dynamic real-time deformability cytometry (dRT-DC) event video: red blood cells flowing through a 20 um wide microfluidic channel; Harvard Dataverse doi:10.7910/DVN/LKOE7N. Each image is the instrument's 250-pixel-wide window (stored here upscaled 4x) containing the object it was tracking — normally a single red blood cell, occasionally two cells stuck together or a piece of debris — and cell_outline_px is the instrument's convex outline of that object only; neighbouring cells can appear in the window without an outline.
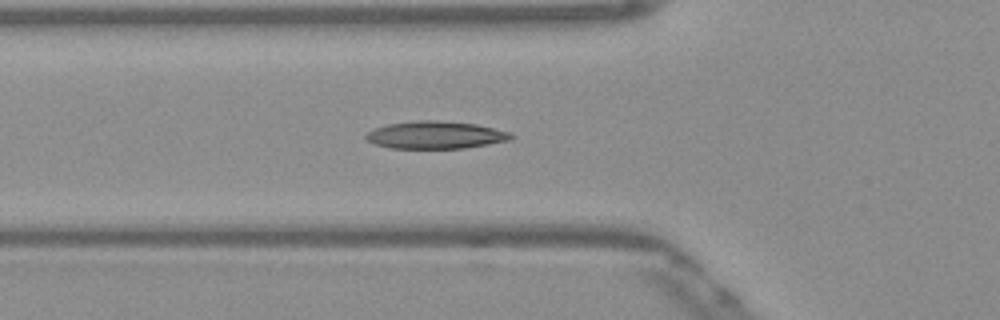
{"species": "Egyptian fruit bat (a non-hibernating species)", "species_latin": "Rousettus aegyptiacus", "temperature_condition": "warm", "stored_images_in_passage": 35, "camera_frame_rate_fps": 3000, "um_per_image_px": 0.085, "frame": {"image": 1, "passage_image": 2, "time_ms": 0.333, "image_size_px": [1000, 320], "cell_outline_px": [[512, 136], [508, 140], [488, 144], [464, 148], [392, 148], [376, 144], [368, 140], [364, 136], [368, 132], [376, 128], [388, 124], [420, 120], [432, 120], [476, 124], [512, 132]], "centroid_in_image_um": [37.03, 11.47], "position_along_channel_um": 88.8, "area_um2": 22.89}}
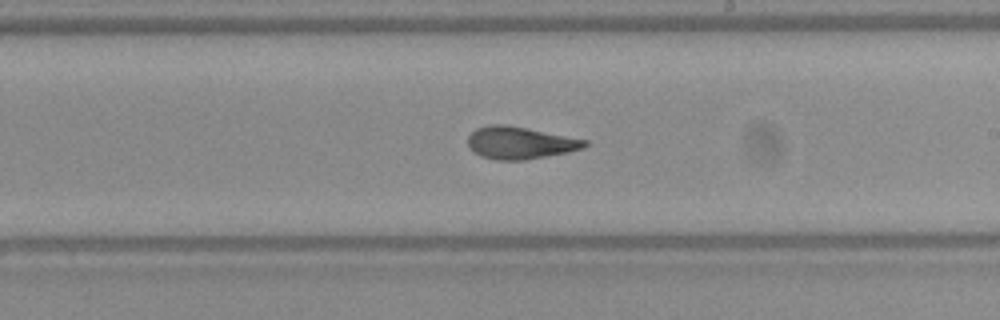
{"frame": {"image": 2, "passage_image": 14, "time_ms": 4.333, "image_size_px": [1000, 320], "cell_outline_px": [[588, 144], [584, 148], [568, 152], [524, 160], [496, 160], [480, 156], [468, 144], [468, 136], [476, 128], [488, 124], [504, 124], [588, 140]], "centroid_in_image_um": [44.2, 12.14], "position_along_channel_um": 244.8, "area_um2": 21.79}}
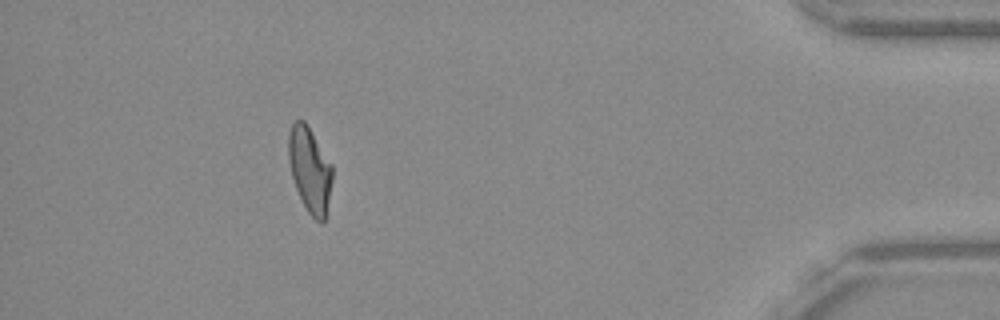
{"frame": {"image": 3, "passage_image": 31, "time_ms": 10.0, "image_size_px": [1000, 320], "cell_outline_px": [[332, 180], [324, 220], [320, 224], [308, 212], [296, 188], [292, 176], [288, 160], [288, 132], [292, 124], [296, 120], [304, 120], [332, 164]], "centroid_in_image_um": [26.32, 14.4], "position_along_channel_um": 408.9, "area_um2": 21.44}}